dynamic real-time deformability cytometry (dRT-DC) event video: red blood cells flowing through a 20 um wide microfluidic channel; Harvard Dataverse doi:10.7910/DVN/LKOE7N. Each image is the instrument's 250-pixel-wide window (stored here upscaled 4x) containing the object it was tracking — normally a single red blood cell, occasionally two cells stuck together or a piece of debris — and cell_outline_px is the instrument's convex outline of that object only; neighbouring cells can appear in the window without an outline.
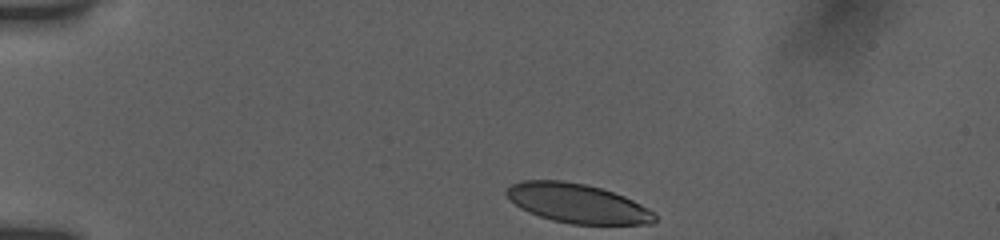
{"species": "human", "species_latin": "Homo sapiens", "temperature_condition": "room temperature", "stored_images_in_passage": 47, "camera_frame_rate_fps": 3000, "um_per_image_px": 0.085, "donor": {"sex": "female"}, "frame": {"image": 1, "passage_image": 1, "time_ms": 0.0, "image_size_px": [1000, 240], "cell_outline_px": [[656, 220], [652, 224], [572, 224], [552, 220], [528, 212], [520, 208], [504, 192], [512, 184], [520, 180], [560, 180], [588, 184], [624, 196], [656, 212]], "centroid_in_image_um": [49.1, 17.28], "position_along_channel_um": 35.9, "area_um2": 33.87}}
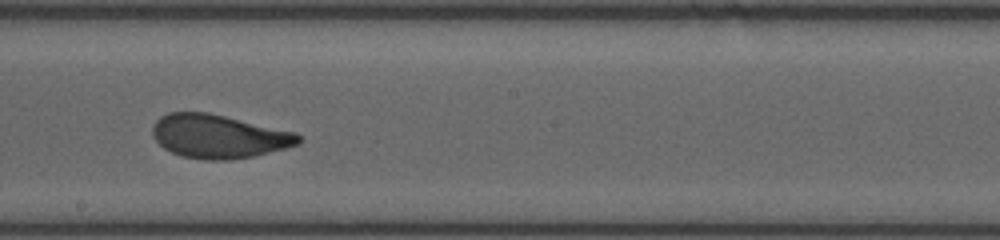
{"frame": {"image": 2, "passage_image": 23, "time_ms": 6.667, "image_size_px": [1000, 240], "cell_outline_px": [[304, 140], [300, 144], [252, 156], [228, 160], [204, 160], [180, 156], [164, 148], [152, 136], [152, 128], [156, 120], [160, 116], [168, 112], [208, 112], [296, 132]], "centroid_in_image_um": [18.58, 11.58], "position_along_channel_um": 229.6, "area_um2": 37.17}}
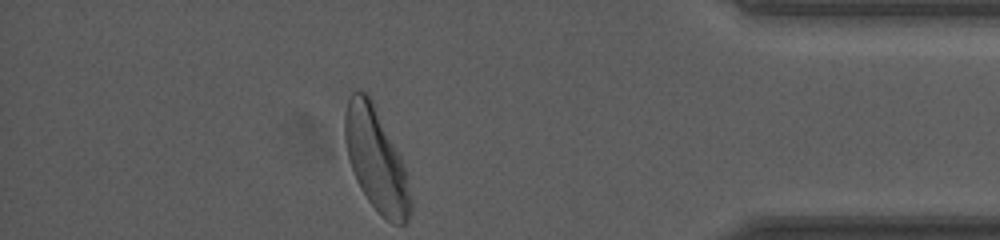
{"frame": {"image": 3, "passage_image": 47, "time_ms": 12.0, "image_size_px": [1000, 240], "cell_outline_px": [[412, 212], [408, 220], [404, 224], [392, 224], [380, 216], [368, 200], [360, 188], [356, 180], [348, 156], [344, 140], [344, 116], [348, 100], [352, 92], [368, 92], [400, 152], [412, 200]], "centroid_in_image_um": [31.98, 13.59], "position_along_channel_um": 403.2, "area_um2": 39.71}, "authors_computed_cell_mechanics": {"area_um2": 37.1654, "velocity_mm_per_s": 3.838, "shape_relaxation_time_tau1_ms": 3.4646, "shape_relaxation_time_tau2_ms": 0.9758, "deformation_change_tau1": 0.1708, "deformation_change_tau2": 0.0575}}